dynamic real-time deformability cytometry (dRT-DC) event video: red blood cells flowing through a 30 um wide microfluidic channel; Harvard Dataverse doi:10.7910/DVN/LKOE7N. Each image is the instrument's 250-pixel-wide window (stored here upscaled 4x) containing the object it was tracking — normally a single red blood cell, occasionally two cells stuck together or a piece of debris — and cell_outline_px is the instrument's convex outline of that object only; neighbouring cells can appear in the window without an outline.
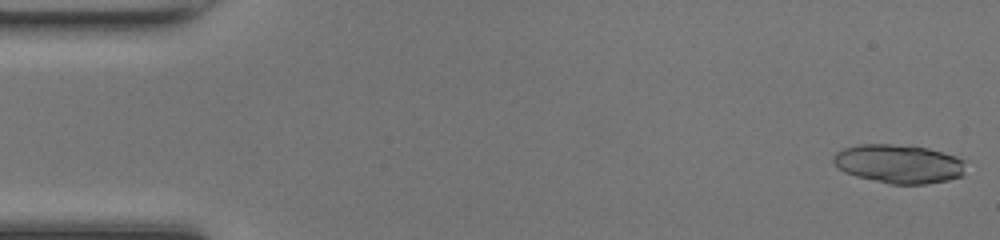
{"species": "common noctule bat (a hibernating species)", "species_latin": "Nyctalus noctula", "temperature_condition": "room temperature", "stored_images_in_passage": 49, "camera_frame_rate_fps": 3000, "um_per_image_px": 0.085, "animal": {"sex": "female", "body_mass_g": 17.0, "forearm_length_mm": 48.0}, "frame": {"image": 1, "passage_image": 1, "time_ms": 0.0, "image_size_px": [1000, 240], "cell_outline_px": [[964, 172], [960, 176], [948, 180], [924, 184], [888, 184], [856, 176], [844, 172], [832, 160], [832, 156], [836, 152], [844, 148], [860, 144], [892, 144], [928, 148], [956, 156], [964, 160]], "centroid_in_image_um": [76.38, 13.93], "position_along_channel_um": 8.6, "area_um2": 29.82}}
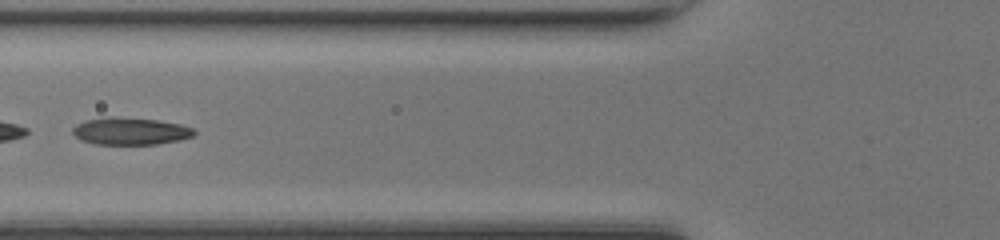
{"frame": {"image": 2, "passage_image": 19, "time_ms": 6.0, "image_size_px": [1000, 240], "cell_outline_px": [[196, 132], [192, 136], [180, 140], [156, 144], [92, 144], [80, 140], [72, 132], [72, 128], [76, 124], [88, 120], [112, 116], [156, 120], [180, 124], [196, 128]], "centroid_in_image_um": [11.09, 11.15], "position_along_channel_um": 114.7, "area_um2": 19.31}}
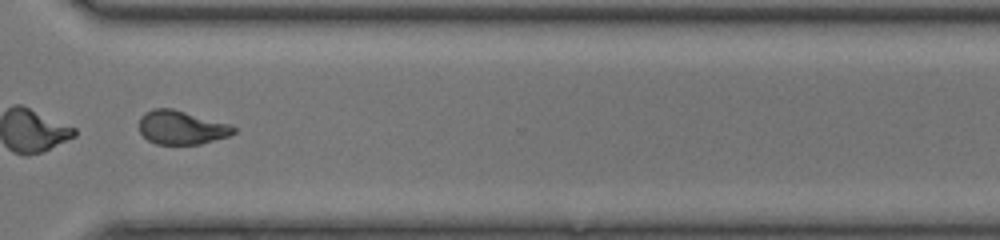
{"frame": {"image": 3, "passage_image": 36, "time_ms": 11.667, "image_size_px": [1000, 240], "cell_outline_px": [[236, 132], [228, 136], [200, 144], [156, 144], [148, 140], [140, 132], [140, 116], [144, 112], [152, 108], [172, 108], [232, 124], [236, 128]], "centroid_in_image_um": [15.44, 10.82], "position_along_channel_um": 355.2, "area_um2": 18.73}, "authors_computed_cell_mechanics": {"area_um2": 20.4612, "velocity_mm_per_s": 4.2559, "shape_relaxation_time_tau1_ms": 4.7621, "shape_relaxation_time_tau2_ms": 1.358, "deformation_change_tau1": 0.2132, "deformation_change_tau2": 0.0895}}